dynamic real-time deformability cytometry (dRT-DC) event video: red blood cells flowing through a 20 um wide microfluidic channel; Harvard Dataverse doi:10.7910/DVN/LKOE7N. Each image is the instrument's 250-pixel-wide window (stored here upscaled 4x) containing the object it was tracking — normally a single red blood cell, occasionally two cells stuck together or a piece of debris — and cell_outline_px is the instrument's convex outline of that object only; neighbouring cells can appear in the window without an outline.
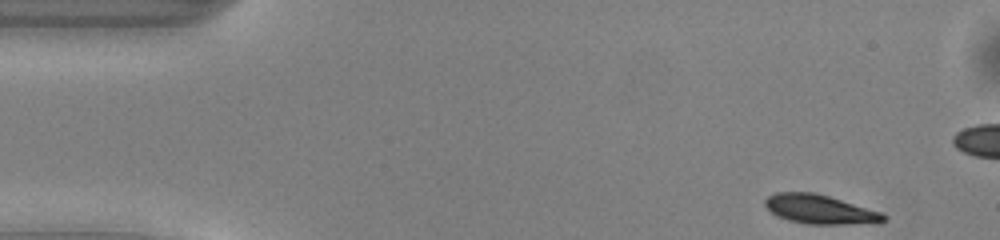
{"species": "common noctule bat (a hibernating species)", "species_latin": "Nyctalus noctula", "temperature_condition": "warm", "stored_images_in_passage": 48, "camera_frame_rate_fps": 3000, "um_per_image_px": 0.085, "animal": {"sex": "male", "body_mass_g": 13.0, "forearm_length_mm": 53.1}, "frame": {"image": 1, "passage_image": 1, "time_ms": 0.0, "image_size_px": [1000, 240], "cell_outline_px": [[888, 216], [880, 224], [808, 224], [788, 220], [776, 216], [764, 204], [764, 200], [768, 196], [776, 192], [812, 192], [828, 196], [880, 212]], "centroid_in_image_um": [69.7, 17.81], "position_along_channel_um": 15.3, "area_um2": 20.11}}
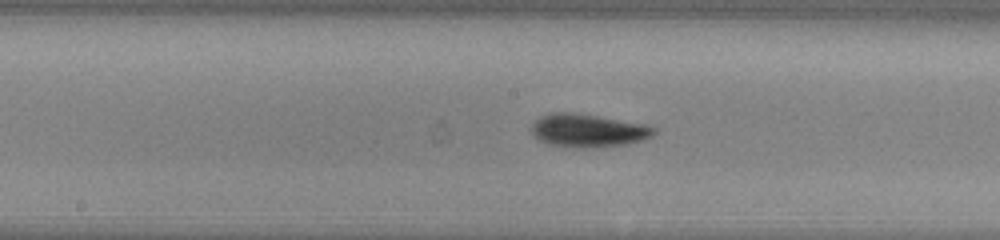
{"frame": {"image": 2, "passage_image": 22, "time_ms": 7.0, "image_size_px": [1000, 240], "cell_outline_px": [[656, 132], [652, 136], [644, 140], [628, 144], [588, 148], [580, 148], [548, 144], [540, 140], [532, 132], [532, 124], [540, 116], [548, 112], [572, 112], [648, 124], [656, 128]], "centroid_in_image_um": [50.02, 11.09], "position_along_channel_um": 198.2, "area_um2": 23.81}}
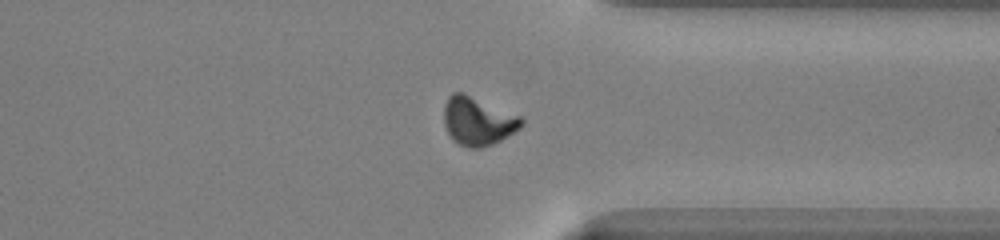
{"frame": {"image": 3, "passage_image": 35, "time_ms": 11.333, "image_size_px": [1000, 240], "cell_outline_px": [[524, 124], [520, 128], [500, 140], [492, 144], [480, 148], [468, 148], [456, 144], [452, 140], [444, 124], [444, 104], [448, 96], [452, 92], [464, 92], [520, 116], [524, 120]], "centroid_in_image_um": [40.59, 10.29], "position_along_channel_um": 370.8, "area_um2": 22.02}, "authors_computed_cell_mechanics": {"area_um2": 21.2993, "velocity_mm_per_s": 4.0624, "shape_relaxation_time_tau1_ms": 2.4763, "shape_relaxation_time_tau2_ms": 6.998, "deformation_change_tau1": 0.1358, "deformation_change_tau2": 0.1163}}